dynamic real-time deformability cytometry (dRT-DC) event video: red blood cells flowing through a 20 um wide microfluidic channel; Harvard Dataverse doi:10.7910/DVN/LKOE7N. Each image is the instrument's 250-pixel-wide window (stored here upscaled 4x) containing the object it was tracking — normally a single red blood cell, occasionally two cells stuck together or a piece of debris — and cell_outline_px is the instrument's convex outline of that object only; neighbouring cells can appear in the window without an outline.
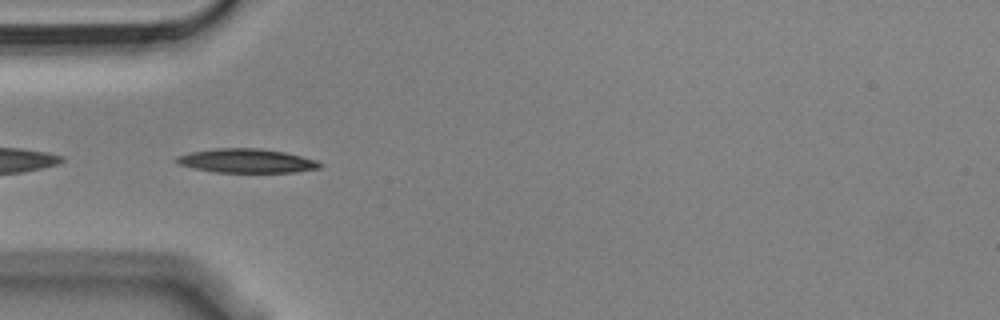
{"species": "Egyptian fruit bat (a non-hibernating species)", "species_latin": "Rousettus aegyptiacus", "temperature_condition": "cold", "stored_images_in_passage": 10, "camera_frame_rate_fps": 3000, "um_per_image_px": 0.085, "animal": {"sex": "male"}, "frame": {"image": 1, "passage_image": 2, "time_ms": 0.333, "image_size_px": [1000, 320], "cell_outline_px": [[324, 164], [320, 168], [296, 172], [216, 172], [196, 168], [180, 164], [172, 160], [176, 156], [188, 152], [216, 148], [260, 148], [284, 152], [316, 160]], "centroid_in_image_um": [20.95, 13.66], "position_along_channel_um": 64.0, "area_um2": 20.06}}
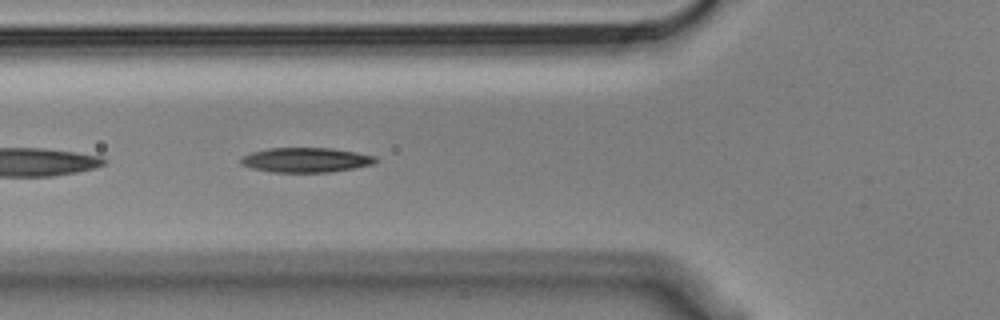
{"frame": {"image": 2, "passage_image": 5, "time_ms": 1.333, "image_size_px": [1000, 320], "cell_outline_px": [[380, 160], [372, 164], [356, 168], [328, 172], [272, 172], [252, 168], [240, 164], [240, 160], [244, 156], [252, 152], [268, 148], [332, 148], [356, 152], [376, 156]], "centroid_in_image_um": [26.04, 13.59], "position_along_channel_um": 99.8, "area_um2": 19.42}}